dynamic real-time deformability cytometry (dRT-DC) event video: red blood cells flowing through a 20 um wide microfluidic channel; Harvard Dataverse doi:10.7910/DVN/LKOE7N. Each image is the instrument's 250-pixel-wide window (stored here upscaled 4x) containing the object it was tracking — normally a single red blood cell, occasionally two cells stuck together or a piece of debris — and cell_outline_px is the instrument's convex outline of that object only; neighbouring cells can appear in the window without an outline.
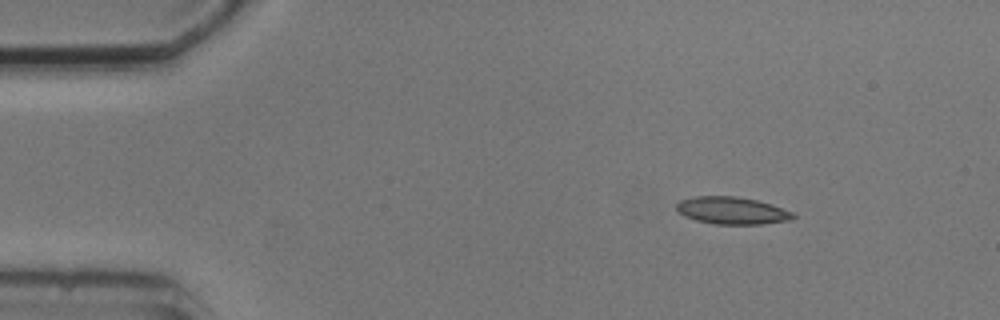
{"species": "common noctule bat (a hibernating species)", "species_latin": "Nyctalus noctula", "temperature_condition": "cold", "stored_images_in_passage": 3, "camera_frame_rate_fps": 3000, "um_per_image_px": 0.085, "animal": {"sex": "male", "body_mass_g": 20.5, "forearm_length_mm": 52.5}, "frame": {"image": 1, "passage_image": 1, "time_ms": 0.0, "image_size_px": [1000, 320], "cell_outline_px": [[796, 216], [792, 220], [760, 224], [716, 224], [696, 220], [684, 216], [676, 208], [676, 204], [680, 200], [692, 196], [736, 196], [756, 200], [792, 212]], "centroid_in_image_um": [62.18, 17.89], "position_along_channel_um": 22.8, "area_um2": 18.38}}